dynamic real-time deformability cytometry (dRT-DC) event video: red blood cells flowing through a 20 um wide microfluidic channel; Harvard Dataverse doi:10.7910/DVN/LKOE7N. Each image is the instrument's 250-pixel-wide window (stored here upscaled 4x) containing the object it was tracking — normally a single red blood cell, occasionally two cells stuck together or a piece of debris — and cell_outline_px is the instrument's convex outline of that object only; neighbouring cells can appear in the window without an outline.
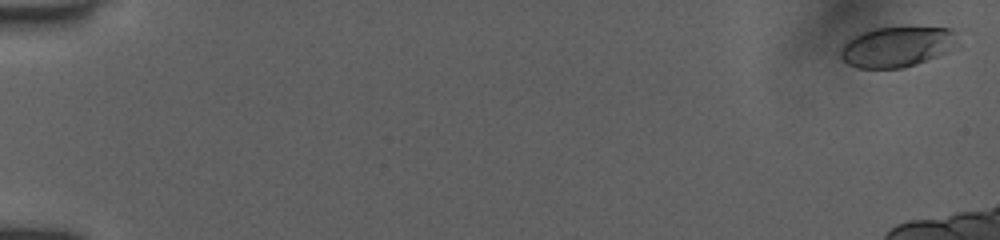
{"species": "human", "species_latin": "Homo sapiens", "temperature_condition": "room temperature", "stored_images_in_passage": 9, "camera_frame_rate_fps": 3000, "um_per_image_px": 0.085, "donor": {"sex": "female"}, "frame": {"image": 1, "passage_image": 2, "time_ms": 0.333, "image_size_px": [1000, 240], "cell_outline_px": [[952, 32], [948, 52], [916, 64], [900, 68], [856, 68], [848, 64], [840, 56], [840, 48], [852, 36], [876, 28], [908, 24], [952, 28]], "centroid_in_image_um": [76.16, 3.93], "position_along_channel_um": 8.8, "area_um2": 27.69}}